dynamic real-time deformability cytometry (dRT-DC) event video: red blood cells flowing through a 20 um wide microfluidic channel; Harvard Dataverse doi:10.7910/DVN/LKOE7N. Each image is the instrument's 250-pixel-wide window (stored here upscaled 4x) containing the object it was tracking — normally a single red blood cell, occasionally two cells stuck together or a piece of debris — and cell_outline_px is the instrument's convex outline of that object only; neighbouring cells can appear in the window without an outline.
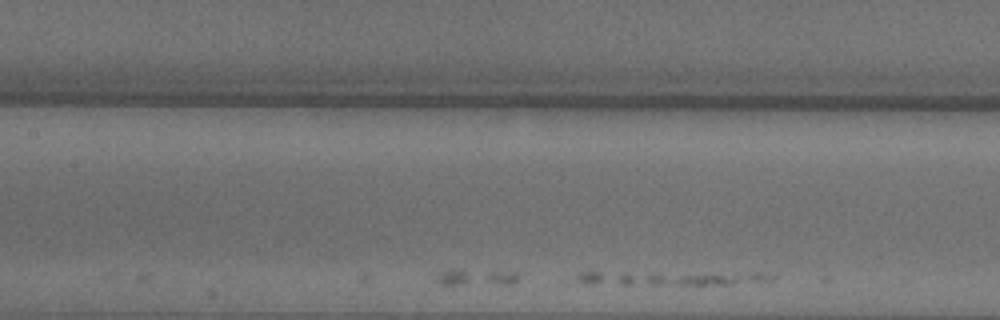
{"species": "common noctule bat (a hibernating species)", "species_latin": "Nyctalus noctula", "temperature_condition": "warm", "stored_images_in_passage": 7, "camera_frame_rate_fps": 3000, "um_per_image_px": 0.085, "animal": {"sex": "male", "body_mass_g": 18.8}, "frame": {"image": 1, "passage_image": 7, "time_ms": 2.0, "image_size_px": [1000, 320], "cell_outline_px": [[776, 276], [772, 280], [732, 284], [652, 284], [644, 280], [644, 276], [652, 272], [760, 272]], "centroid_in_image_um": [60.03, 23.61], "position_along_channel_um": 147.4, "area_um2": 10.23}}